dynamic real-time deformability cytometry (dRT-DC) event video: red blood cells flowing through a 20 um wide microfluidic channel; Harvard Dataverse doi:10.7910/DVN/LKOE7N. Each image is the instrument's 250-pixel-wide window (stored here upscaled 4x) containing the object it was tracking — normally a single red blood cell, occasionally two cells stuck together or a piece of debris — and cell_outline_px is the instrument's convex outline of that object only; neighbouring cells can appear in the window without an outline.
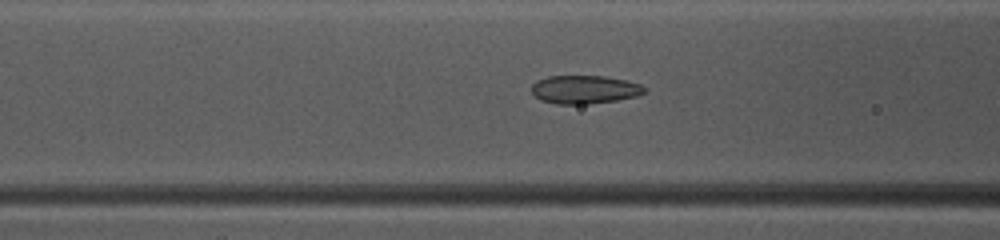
{"species": "common noctule bat (a hibernating species)", "species_latin": "Nyctalus noctula", "temperature_condition": "warm", "stored_images_in_passage": 49, "camera_frame_rate_fps": 3000, "um_per_image_px": 0.085, "animal": {"sex": "female", "body_mass_g": 10.0, "forearm_length_mm": 53.1}, "frame": {"image": 1, "passage_image": 20, "time_ms": 6.333, "image_size_px": [1000, 240], "cell_outline_px": [[644, 92], [636, 96], [616, 100], [588, 104], [556, 104], [540, 100], [532, 92], [532, 84], [536, 80], [548, 76], [604, 76], [628, 80], [640, 84], [644, 88]], "centroid_in_image_um": [49.66, 7.6], "position_along_channel_um": 116.9, "area_um2": 18.61}}
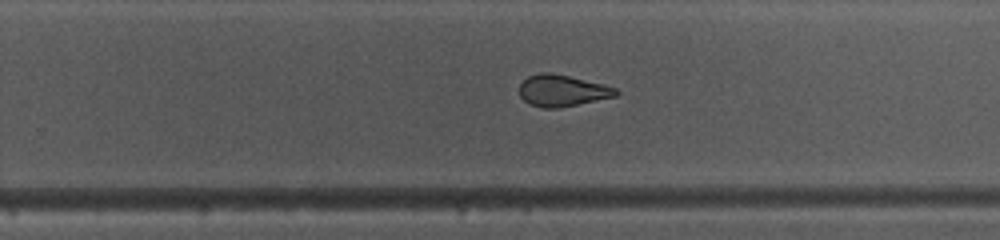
{"frame": {"image": 2, "passage_image": 32, "time_ms": 10.333, "image_size_px": [1000, 240], "cell_outline_px": [[620, 92], [616, 96], [560, 108], [544, 108], [528, 104], [520, 96], [520, 84], [528, 76], [540, 72], [552, 72], [604, 84], [616, 88]], "centroid_in_image_um": [47.79, 7.7], "position_along_channel_um": 282.0, "area_um2": 17.86}}
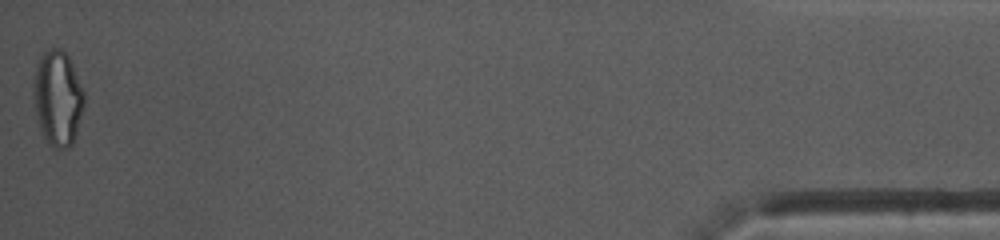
{"frame": {"image": 3, "passage_image": 49, "time_ms": 16.0, "image_size_px": [1000, 240], "cell_outline_px": [[84, 108], [72, 144], [68, 148], [52, 148], [48, 144], [44, 136], [36, 112], [32, 88], [36, 68], [40, 56], [44, 52], [52, 48], [60, 48], [68, 56], [84, 88]], "centroid_in_image_um": [4.92, 8.33], "position_along_channel_um": 430.3, "area_um2": 27.98}, "authors_computed_cell_mechanics": {"area_um2": 19.3052, "velocity_mm_per_s": 4.1236, "shape_relaxation_time_tau1_ms": null, "shape_relaxation_time_tau2_ms": 1.57, "deformation_change_tau1": null, "deformation_change_tau2": 0.0666}}